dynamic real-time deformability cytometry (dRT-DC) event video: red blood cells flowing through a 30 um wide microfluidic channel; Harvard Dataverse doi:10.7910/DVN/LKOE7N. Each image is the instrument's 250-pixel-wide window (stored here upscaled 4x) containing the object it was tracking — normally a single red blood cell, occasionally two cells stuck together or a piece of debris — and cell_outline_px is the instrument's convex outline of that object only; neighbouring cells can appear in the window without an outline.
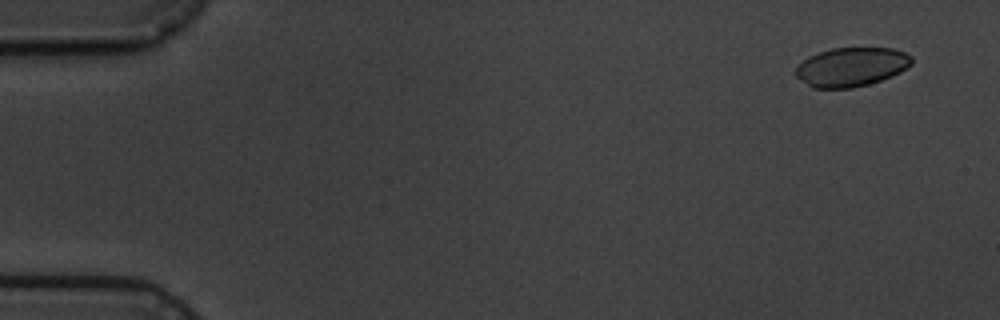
{"species": "common noctule bat (a hibernating species)", "species_latin": "Nyctalus noctula", "temperature_condition": "cold", "stored_images_in_passage": 5, "camera_frame_rate_fps": 3000, "um_per_image_px": 0.085, "animal": {"sex": "male", "body_mass_g": 19.5, "forearm_length_mm": 54.6}, "frame": {"image": 1, "passage_image": 1, "time_ms": 0.0, "image_size_px": [1000, 320], "cell_outline_px": [[912, 64], [900, 72], [892, 76], [868, 84], [852, 88], [812, 88], [796, 76], [796, 68], [808, 56], [832, 48], [892, 48], [904, 52], [912, 56]], "centroid_in_image_um": [72.38, 5.69], "position_along_channel_um": 12.6, "area_um2": 26.24}}